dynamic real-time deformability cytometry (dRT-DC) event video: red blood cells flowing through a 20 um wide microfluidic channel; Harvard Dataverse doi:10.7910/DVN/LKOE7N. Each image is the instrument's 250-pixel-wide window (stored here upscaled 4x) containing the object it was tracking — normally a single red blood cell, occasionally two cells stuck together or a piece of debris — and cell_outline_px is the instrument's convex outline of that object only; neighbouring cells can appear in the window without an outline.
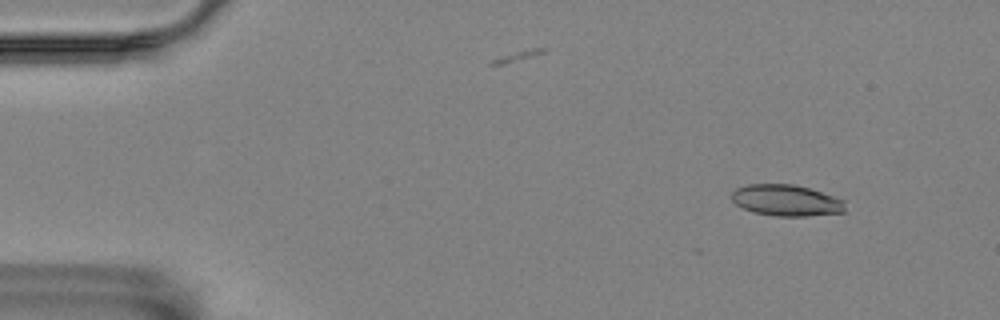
{"species": "Egyptian fruit bat (a non-hibernating species)", "species_latin": "Rousettus aegyptiacus", "temperature_condition": "room temperature", "stored_images_in_passage": 6, "camera_frame_rate_fps": 3000, "um_per_image_px": 0.085, "animal": {"sex": "female"}, "frame": {"image": 1, "passage_image": 2, "time_ms": 0.333, "image_size_px": [1000, 320], "cell_outline_px": [[844, 212], [808, 216], [776, 216], [752, 212], [736, 204], [732, 200], [732, 192], [736, 188], [748, 184], [792, 184], [808, 188], [844, 200]], "centroid_in_image_um": [66.8, 17.03], "position_along_channel_um": 18.2, "area_um2": 20.52}}